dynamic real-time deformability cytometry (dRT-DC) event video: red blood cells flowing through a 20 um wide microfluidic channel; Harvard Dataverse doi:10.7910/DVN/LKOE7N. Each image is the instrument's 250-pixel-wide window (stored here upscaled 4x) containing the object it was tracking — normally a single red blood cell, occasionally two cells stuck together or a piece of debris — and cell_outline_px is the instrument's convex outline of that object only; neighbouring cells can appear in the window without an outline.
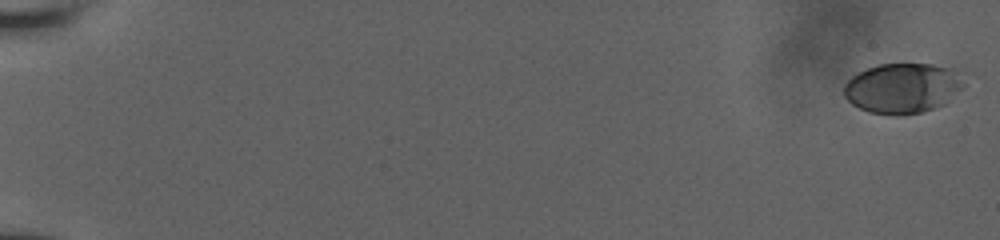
{"species": "human", "species_latin": "Homo sapiens", "temperature_condition": "room temperature", "stored_images_in_passage": 54, "camera_frame_rate_fps": 3000, "um_per_image_px": 0.085, "donor": {"sex": "male"}, "frame": {"image": 1, "passage_image": 1, "time_ms": 0.0, "image_size_px": [1000, 240], "cell_outline_px": [[976, 76], [964, 88], [944, 104], [920, 112], [900, 116], [892, 116], [868, 112], [852, 104], [844, 96], [844, 84], [856, 72], [880, 64], [932, 64], [972, 72]], "centroid_in_image_um": [76.9, 7.46], "position_along_channel_um": 8.1, "area_um2": 36.53}}
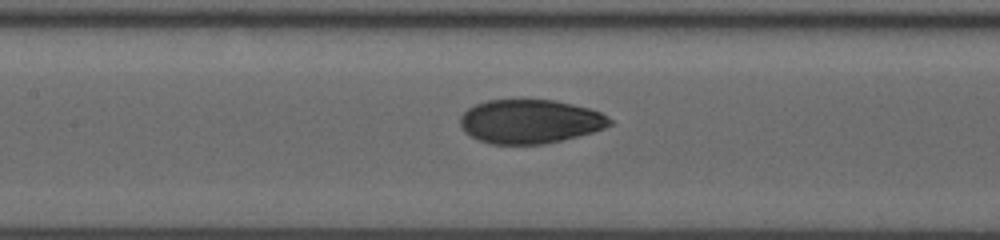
{"frame": {"image": 2, "passage_image": 30, "time_ms": 9.667, "image_size_px": [1000, 240], "cell_outline_px": [[612, 124], [604, 128], [592, 132], [544, 144], [492, 144], [480, 140], [464, 132], [460, 124], [460, 116], [468, 108], [476, 104], [488, 100], [556, 100], [588, 108], [600, 112], [608, 116], [612, 120]], "centroid_in_image_um": [45.05, 10.32], "position_along_channel_um": 162.4, "area_um2": 38.09}}
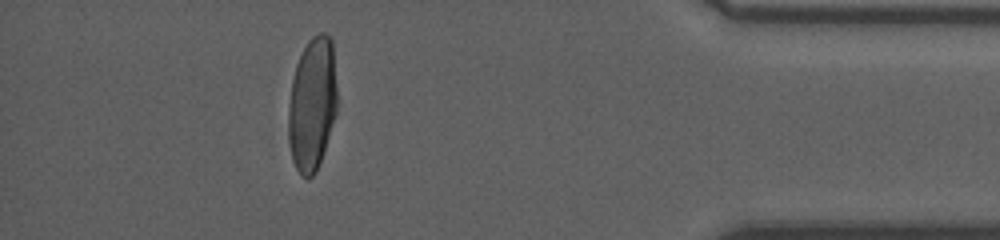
{"frame": {"image": 3, "passage_image": 52, "time_ms": 17.0, "image_size_px": [1000, 240], "cell_outline_px": [[336, 112], [316, 172], [312, 176], [300, 176], [292, 160], [288, 140], [288, 104], [292, 80], [296, 64], [308, 40], [312, 36], [320, 32], [324, 32], [332, 40], [336, 84]], "centroid_in_image_um": [26.51, 8.82], "position_along_channel_um": 408.7, "area_um2": 37.74}}